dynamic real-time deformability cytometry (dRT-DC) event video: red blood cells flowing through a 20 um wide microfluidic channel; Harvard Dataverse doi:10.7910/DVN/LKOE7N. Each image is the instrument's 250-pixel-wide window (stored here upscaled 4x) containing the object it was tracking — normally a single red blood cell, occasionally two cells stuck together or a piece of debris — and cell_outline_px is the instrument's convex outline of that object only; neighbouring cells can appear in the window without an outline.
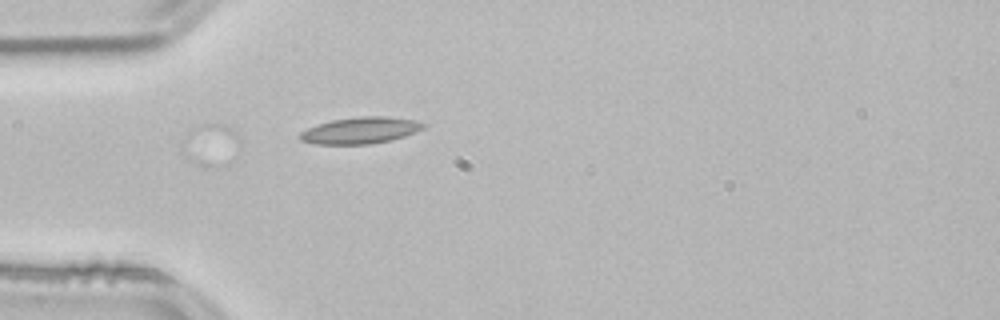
{"species": "common noctule bat (a hibernating species)", "species_latin": "Nyctalus noctula", "temperature_condition": "room temperature", "stored_images_in_passage": 3, "camera_frame_rate_fps": 3000, "um_per_image_px": 0.085, "animal": {"sex": "male", "body_mass_g": 21.5, "forearm_length_mm": 52.0}, "frame": {"image": 1, "passage_image": 1, "time_ms": 0.0, "image_size_px": [1000, 320], "cell_outline_px": [[240, 148], [212, 164], [200, 164], [192, 160], [180, 148], [184, 136], [188, 132], [200, 124], [224, 124], [236, 132], [240, 140]], "centroid_in_image_um": [17.85, 12.16], "position_along_channel_um": 67.1, "area_um2": 12.89}}